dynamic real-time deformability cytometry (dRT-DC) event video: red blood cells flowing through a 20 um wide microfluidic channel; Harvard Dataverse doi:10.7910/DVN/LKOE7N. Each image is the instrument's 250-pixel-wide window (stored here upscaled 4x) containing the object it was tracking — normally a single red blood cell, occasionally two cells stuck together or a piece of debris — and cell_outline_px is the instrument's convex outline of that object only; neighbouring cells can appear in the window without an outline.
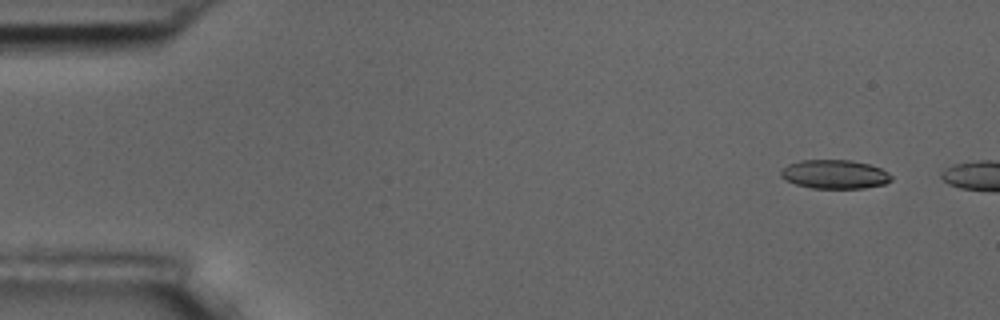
{"species": "common noctule bat (a hibernating species)", "species_latin": "Nyctalus noctula", "temperature_condition": "room temperature", "stored_images_in_passage": 3, "camera_frame_rate_fps": 3000, "um_per_image_px": 0.085, "animal": {"sex": "male", "body_mass_g": 17.5, "forearm_length_mm": 52.3}, "frame": {"image": 1, "passage_image": 1, "time_ms": 0.0, "image_size_px": [1000, 320], "cell_outline_px": [[892, 180], [884, 184], [864, 188], [812, 188], [796, 184], [784, 180], [780, 176], [780, 172], [788, 164], [800, 160], [852, 160], [868, 164], [880, 168], [888, 172], [892, 176]], "centroid_in_image_um": [70.94, 14.81], "position_along_channel_um": 14.1, "area_um2": 18.61}}